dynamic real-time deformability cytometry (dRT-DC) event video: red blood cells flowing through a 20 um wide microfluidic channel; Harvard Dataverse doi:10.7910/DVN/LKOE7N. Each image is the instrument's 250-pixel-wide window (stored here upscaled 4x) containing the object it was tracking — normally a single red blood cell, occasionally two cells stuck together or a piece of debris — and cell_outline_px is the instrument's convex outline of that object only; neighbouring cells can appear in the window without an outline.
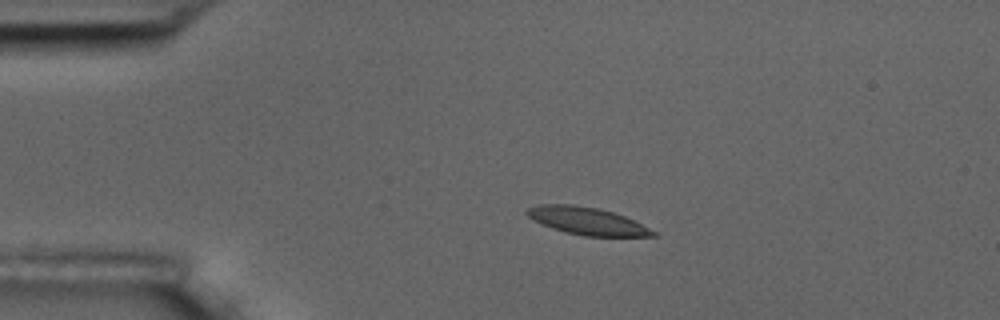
{"species": "common noctule bat (a hibernating species)", "species_latin": "Nyctalus noctula", "temperature_condition": "room temperature", "stored_images_in_passage": 4, "camera_frame_rate_fps": 3000, "um_per_image_px": 0.085, "animal": {"sex": "male", "body_mass_g": 17.5, "forearm_length_mm": 52.3}, "frame": {"image": 1, "passage_image": 3, "time_ms": 2.333, "image_size_px": [1000, 320], "cell_outline_px": [[660, 236], [584, 236], [564, 232], [552, 228], [528, 216], [524, 212], [528, 208], [540, 204], [572, 204], [596, 208], [612, 212], [624, 216], [656, 232]], "centroid_in_image_um": [49.89, 18.78], "position_along_channel_um": 35.1, "area_um2": 19.83}}